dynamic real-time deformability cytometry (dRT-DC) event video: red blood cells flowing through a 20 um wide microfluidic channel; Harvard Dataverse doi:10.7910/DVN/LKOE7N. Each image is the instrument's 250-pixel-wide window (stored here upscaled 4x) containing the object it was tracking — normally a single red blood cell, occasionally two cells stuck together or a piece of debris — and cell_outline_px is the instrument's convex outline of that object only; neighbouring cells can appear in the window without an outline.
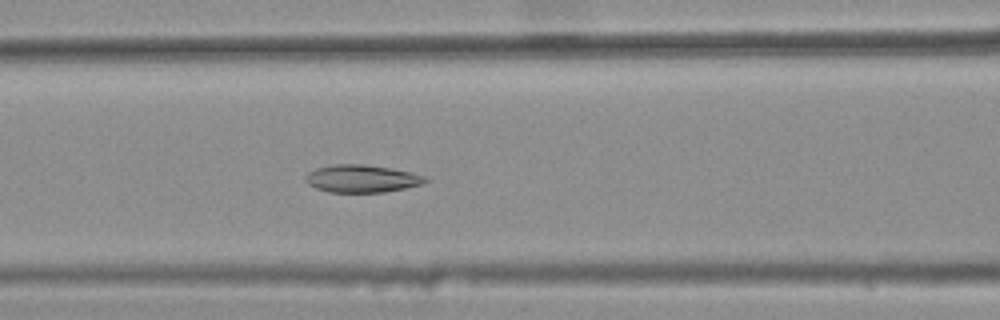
{"species": "common noctule bat (a hibernating species)", "species_latin": "Nyctalus noctula", "temperature_condition": "warm", "stored_images_in_passage": 37, "camera_frame_rate_fps": 3000, "um_per_image_px": 0.085, "animal": {"sex": "female", "body_mass_g": 25.1}, "frame": {"image": 1, "passage_image": 15, "time_ms": 4.667, "image_size_px": [1000, 320], "cell_outline_px": [[428, 180], [424, 184], [384, 192], [328, 192], [316, 188], [308, 184], [304, 180], [308, 172], [316, 168], [332, 164], [364, 164], [392, 168], [424, 176]], "centroid_in_image_um": [30.72, 15.18], "position_along_channel_um": 135.9, "area_um2": 19.25}}
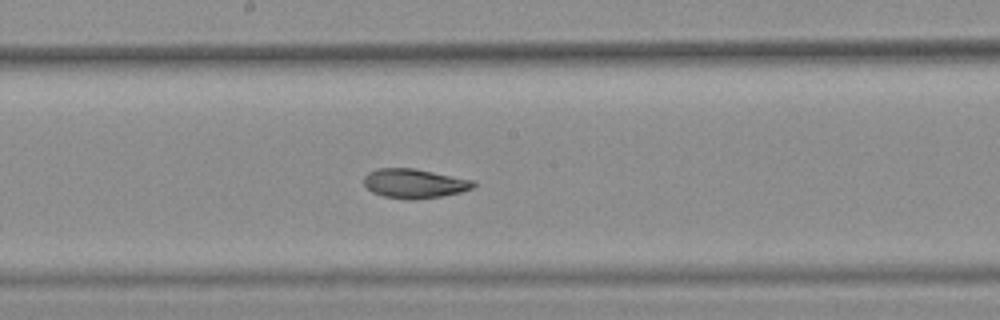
{"frame": {"image": 2, "passage_image": 21, "time_ms": 6.667, "image_size_px": [1000, 320], "cell_outline_px": [[476, 184], [472, 188], [460, 192], [440, 196], [416, 200], [408, 200], [384, 196], [372, 192], [364, 184], [364, 176], [368, 172], [376, 168], [412, 168], [476, 180]], "centroid_in_image_um": [35.22, 15.59], "position_along_channel_um": 213.0, "area_um2": 18.79}}
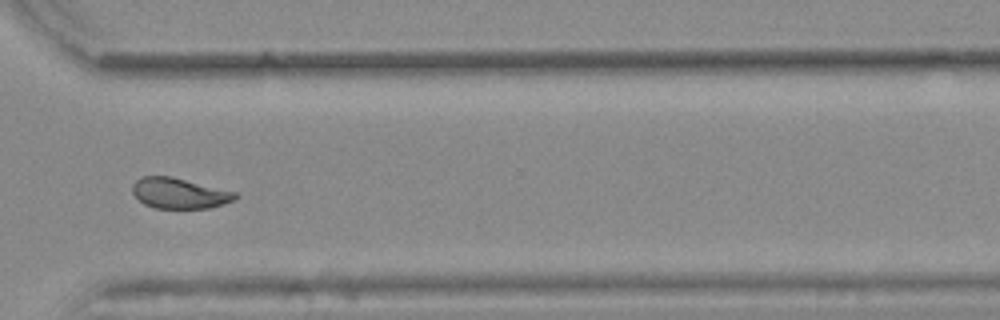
{"frame": {"image": 3, "passage_image": 32, "time_ms": 10.333, "image_size_px": [1000, 320], "cell_outline_px": [[240, 196], [236, 200], [224, 204], [208, 208], [152, 208], [144, 204], [132, 192], [132, 184], [140, 176], [172, 176], [236, 192]], "centroid_in_image_um": [15.26, 16.42], "position_along_channel_um": 355.3, "area_um2": 18.5}, "authors_computed_cell_mechanics": {"area_um2": 19.074, "velocity_mm_per_s": 3.8688, "shape_relaxation_time_tau1_ms": null, "shape_relaxation_time_tau2_ms": 2.3854, "deformation_change_tau1": null, "deformation_change_tau2": 0.0659}}